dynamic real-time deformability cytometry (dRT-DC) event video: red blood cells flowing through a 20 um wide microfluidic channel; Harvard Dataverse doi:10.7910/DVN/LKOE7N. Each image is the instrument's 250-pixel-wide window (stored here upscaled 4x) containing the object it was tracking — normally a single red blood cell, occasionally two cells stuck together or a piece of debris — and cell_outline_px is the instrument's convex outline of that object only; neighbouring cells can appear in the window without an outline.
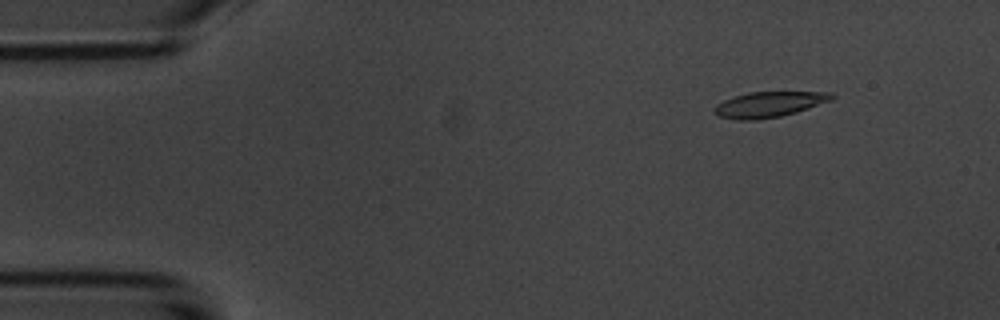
{"species": "common noctule bat (a hibernating species)", "species_latin": "Nyctalus noctula", "temperature_condition": "room temperature", "stored_images_in_passage": 3, "camera_frame_rate_fps": 3000, "um_per_image_px": 0.085, "animal": {"sex": "male", "body_mass_g": 20.1, "forearm_length_mm": 53.5}, "frame": {"image": 1, "passage_image": 1, "time_ms": 0.0, "image_size_px": [1000, 320], "cell_outline_px": [[836, 96], [832, 100], [796, 112], [780, 116], [756, 120], [736, 120], [720, 116], [712, 108], [716, 104], [724, 100], [748, 92], [832, 92]], "centroid_in_image_um": [65.38, 8.87], "position_along_channel_um": 19.6, "area_um2": 17.34}}